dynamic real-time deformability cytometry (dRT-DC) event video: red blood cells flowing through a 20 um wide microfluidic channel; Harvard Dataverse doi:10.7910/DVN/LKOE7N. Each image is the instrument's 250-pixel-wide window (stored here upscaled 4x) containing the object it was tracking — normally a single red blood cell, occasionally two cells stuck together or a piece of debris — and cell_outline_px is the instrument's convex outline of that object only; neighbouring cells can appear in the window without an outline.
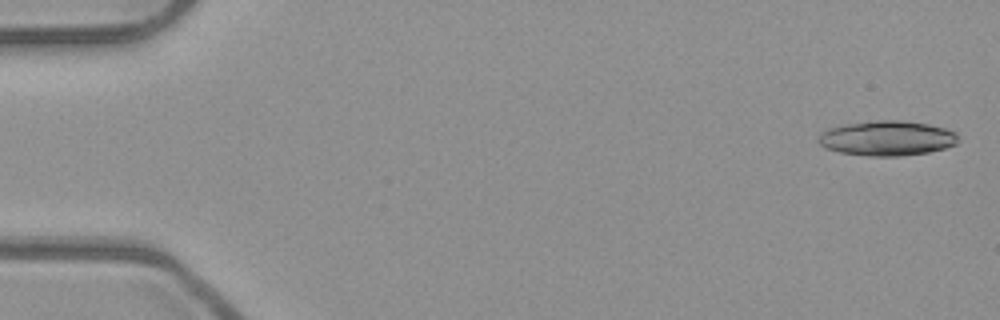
{"species": "common noctule bat (a hibernating species)", "species_latin": "Nyctalus noctula", "temperature_condition": "room temperature", "stored_images_in_passage": 5, "camera_frame_rate_fps": 3000, "um_per_image_px": 0.085, "animal": {"sex": "male", "body_mass_g": 23.1, "forearm_length_mm": 52.7}, "frame": {"image": 1, "passage_image": 1, "time_ms": 0.0, "image_size_px": [1000, 320], "cell_outline_px": [[956, 144], [944, 148], [928, 152], [900, 156], [868, 156], [840, 152], [824, 148], [816, 140], [828, 128], [848, 124], [876, 120], [904, 120], [928, 124], [944, 128], [956, 132]], "centroid_in_image_um": [75.38, 11.75], "position_along_channel_um": 9.6, "area_um2": 28.26}}